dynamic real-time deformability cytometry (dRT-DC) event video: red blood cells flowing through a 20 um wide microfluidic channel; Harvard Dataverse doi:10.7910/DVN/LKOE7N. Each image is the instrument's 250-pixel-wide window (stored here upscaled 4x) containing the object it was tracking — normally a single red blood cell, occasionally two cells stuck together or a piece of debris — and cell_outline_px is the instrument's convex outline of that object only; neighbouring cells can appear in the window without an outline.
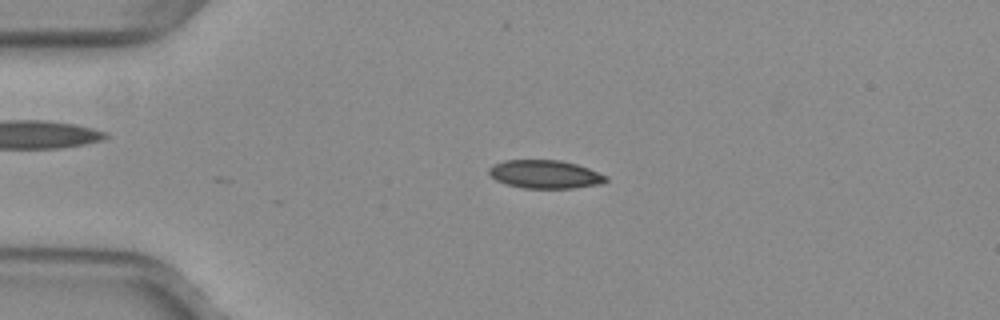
{"species": "common noctule bat (a hibernating species)", "species_latin": "Nyctalus noctula", "temperature_condition": "warm", "stored_images_in_passage": 17, "camera_frame_rate_fps": 3000, "um_per_image_px": 0.085, "animal": {"sex": "female", "body_mass_g": 29.2, "forearm_length_mm": 56.3}, "frame": {"image": 1, "passage_image": 12, "time_ms": 3.667, "image_size_px": [1000, 320], "cell_outline_px": [[608, 180], [600, 184], [572, 188], [524, 188], [504, 184], [488, 176], [488, 168], [492, 164], [504, 160], [560, 160], [576, 164], [588, 168], [608, 176]], "centroid_in_image_um": [46.28, 14.81], "position_along_channel_um": 38.7, "area_um2": 19.48}}